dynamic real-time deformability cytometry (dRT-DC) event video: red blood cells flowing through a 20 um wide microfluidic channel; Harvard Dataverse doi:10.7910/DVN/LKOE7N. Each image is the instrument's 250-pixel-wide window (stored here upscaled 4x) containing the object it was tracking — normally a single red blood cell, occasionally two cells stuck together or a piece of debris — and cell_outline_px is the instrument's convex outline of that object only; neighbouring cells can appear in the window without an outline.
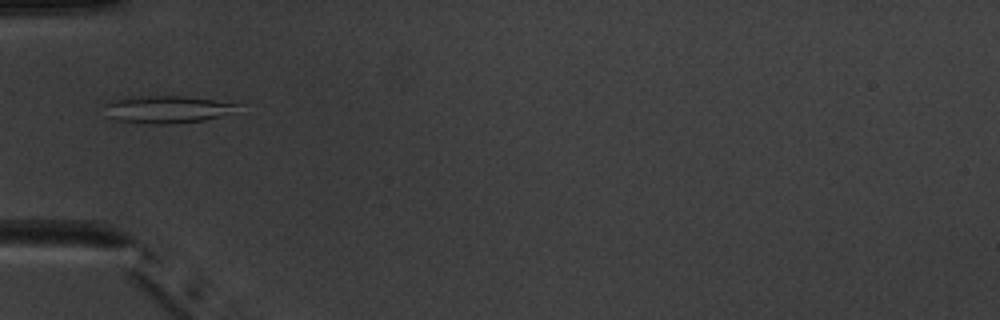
{"species": "common noctule bat (a hibernating species)", "species_latin": "Nyctalus noctula", "temperature_condition": "warm", "stored_images_in_passage": 2, "camera_frame_rate_fps": 3000, "um_per_image_px": 0.085, "animal": {"sex": "male", "body_mass_g": 20.1, "forearm_length_mm": 53.5}, "frame": {"image": 1, "passage_image": 1, "time_ms": 0.0, "image_size_px": [1000, 320], "cell_outline_px": [[240, 104], [216, 116], [204, 120], [168, 124], [148, 124], [116, 120], [108, 116], [104, 104], [112, 100], [140, 96], [188, 96]], "centroid_in_image_um": [14.06, 9.29], "position_along_channel_um": 70.9, "area_um2": 20.58}}